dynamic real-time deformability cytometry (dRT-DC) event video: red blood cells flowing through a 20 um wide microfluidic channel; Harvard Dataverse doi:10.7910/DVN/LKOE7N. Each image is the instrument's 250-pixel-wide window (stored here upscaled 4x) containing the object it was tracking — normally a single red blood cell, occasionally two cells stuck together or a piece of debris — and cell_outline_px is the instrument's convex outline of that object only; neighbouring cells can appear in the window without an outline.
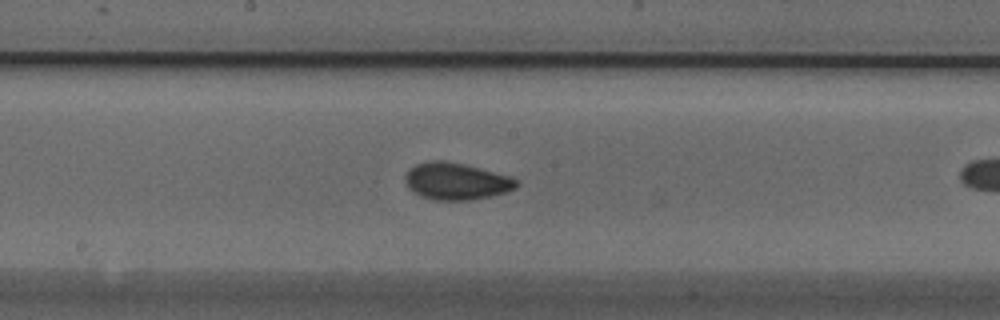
{"species": "Egyptian fruit bat (a non-hibernating species)", "species_latin": "Rousettus aegyptiacus", "temperature_condition": "cold", "stored_images_in_passage": 32, "camera_frame_rate_fps": 3000, "um_per_image_px": 0.085, "animal": {"sex": "male"}, "frame": {"image": 1, "passage_image": 18, "time_ms": 5.667, "image_size_px": [1000, 320], "cell_outline_px": [[520, 184], [516, 188], [492, 196], [472, 200], [432, 200], [420, 196], [408, 188], [404, 180], [404, 176], [408, 168], [416, 164], [428, 160], [444, 160], [464, 164], [512, 176]], "centroid_in_image_um": [38.75, 15.4], "position_along_channel_um": 209.4, "area_um2": 24.33}, "authors_computed_cell_mechanics": {"area_um2": 22.8888, "velocity_mm_per_s": 3.7962, "shape_relaxation_time_tau1_ms": 5.5619, "shape_relaxation_time_tau2_ms": 2.4646, "deformation_change_tau1": 0.0965, "deformation_change_tau2": 0.0425}}